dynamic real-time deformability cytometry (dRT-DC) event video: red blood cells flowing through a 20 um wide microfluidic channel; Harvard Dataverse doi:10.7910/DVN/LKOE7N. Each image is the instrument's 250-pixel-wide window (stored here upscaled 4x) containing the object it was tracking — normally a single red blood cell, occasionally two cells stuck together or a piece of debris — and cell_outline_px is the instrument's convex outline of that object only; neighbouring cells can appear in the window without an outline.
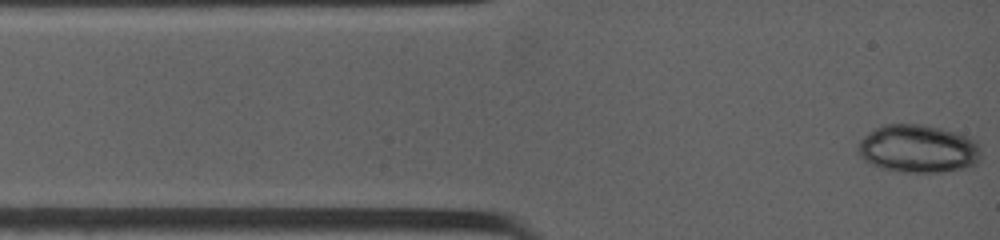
{"species": "common noctule bat (a hibernating species)", "species_latin": "Nyctalus noctula", "temperature_condition": "warm", "stored_images_in_passage": 32, "camera_frame_rate_fps": 4500, "um_per_image_px": 0.085, "animal": {"sex": "female", "body_mass_g": 19.0, "forearm_length_mm": 53.3}, "frame": {"image": 1, "passage_image": 1, "time_ms": 0.0, "image_size_px": [1000, 240], "cell_outline_px": [[980, 156], [976, 164], [964, 168], [940, 172], [900, 172], [884, 168], [872, 164], [864, 160], [856, 152], [856, 148], [860, 140], [868, 132], [884, 124], [920, 124], [940, 128], [956, 132], [968, 136], [976, 140], [980, 144]], "centroid_in_image_um": [78.04, 12.64], "position_along_channel_um": 7.0, "area_um2": 34.62}}
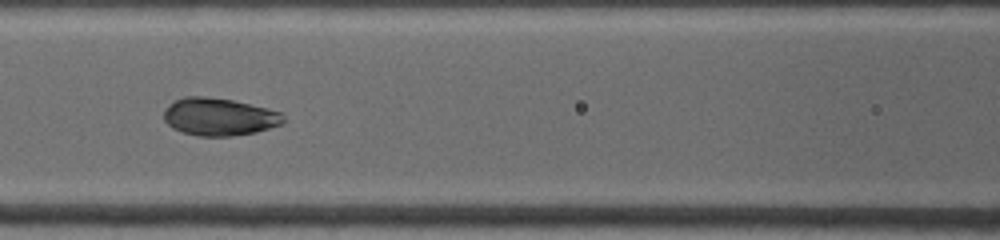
{"frame": {"image": 2, "passage_image": 15, "time_ms": 4.667, "image_size_px": [1000, 240], "cell_outline_px": [[284, 120], [280, 124], [256, 132], [232, 136], [196, 136], [172, 128], [164, 120], [164, 112], [176, 100], [184, 96], [204, 96], [232, 100], [284, 112]], "centroid_in_image_um": [18.65, 9.93], "position_along_channel_um": 148.0, "area_um2": 26.01}}
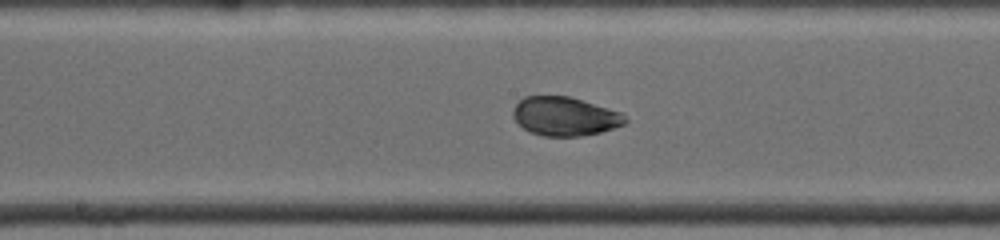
{"frame": {"image": 3, "passage_image": 19, "time_ms": 6.0, "image_size_px": [1000, 240], "cell_outline_px": [[628, 120], [624, 124], [600, 132], [580, 136], [544, 136], [528, 132], [512, 116], [512, 112], [516, 104], [524, 96], [568, 96], [608, 108], [620, 112]], "centroid_in_image_um": [47.98, 9.89], "position_along_channel_um": 200.2, "area_um2": 25.14}}